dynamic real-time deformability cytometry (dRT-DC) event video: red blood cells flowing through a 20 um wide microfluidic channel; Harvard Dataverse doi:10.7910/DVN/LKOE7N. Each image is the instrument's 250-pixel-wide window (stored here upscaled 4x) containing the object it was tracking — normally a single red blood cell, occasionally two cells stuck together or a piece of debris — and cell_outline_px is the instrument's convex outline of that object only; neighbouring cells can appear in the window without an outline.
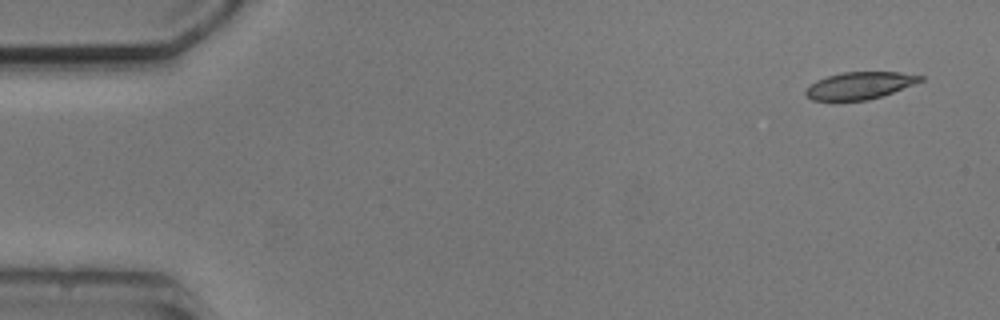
{"species": "common noctule bat (a hibernating species)", "species_latin": "Nyctalus noctula", "temperature_condition": "cold", "stored_images_in_passage": 4, "camera_frame_rate_fps": 3000, "um_per_image_px": 0.085, "animal": {"sex": "male", "body_mass_g": 20.5, "forearm_length_mm": 52.5}, "frame": {"image": 1, "passage_image": 1, "time_ms": 0.0, "image_size_px": [1000, 320], "cell_outline_px": [[924, 80], [892, 92], [868, 100], [812, 100], [804, 92], [816, 80], [828, 76], [844, 72], [900, 72], [924, 76]], "centroid_in_image_um": [73.09, 7.26], "position_along_channel_um": 11.9, "area_um2": 17.8}}